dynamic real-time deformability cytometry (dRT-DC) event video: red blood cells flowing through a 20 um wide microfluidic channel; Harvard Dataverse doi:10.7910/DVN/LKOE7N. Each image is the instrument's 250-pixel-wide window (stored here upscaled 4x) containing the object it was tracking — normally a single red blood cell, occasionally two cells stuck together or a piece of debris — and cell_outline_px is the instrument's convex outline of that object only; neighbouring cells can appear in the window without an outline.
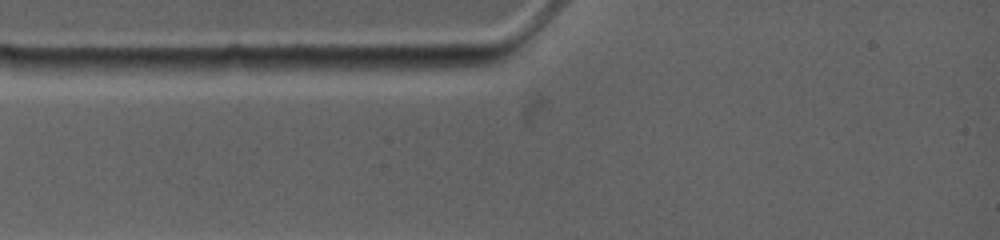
{"species": "common noctule bat (a hibernating species)", "species_latin": "Nyctalus noctula", "temperature_condition": "warm", "stored_images_in_passage": 1, "camera_frame_rate_fps": 4500, "um_per_image_px": 0.085, "animal": {"sex": "female", "body_mass_g": 19.0, "forearm_length_mm": 53.3}, "frame": {"image": 1, "passage_image": 1, "time_ms": 0.0, "image_size_px": [1000, 240], "cell_outline_px": [[268, 68], [220, 76], [176, 76], [128, 68], [128, 60], [228, 56], [244, 56]], "centroid_in_image_um": [16.76, 5.6], "position_along_channel_um": 68.2, "area_um2": 14.97}}